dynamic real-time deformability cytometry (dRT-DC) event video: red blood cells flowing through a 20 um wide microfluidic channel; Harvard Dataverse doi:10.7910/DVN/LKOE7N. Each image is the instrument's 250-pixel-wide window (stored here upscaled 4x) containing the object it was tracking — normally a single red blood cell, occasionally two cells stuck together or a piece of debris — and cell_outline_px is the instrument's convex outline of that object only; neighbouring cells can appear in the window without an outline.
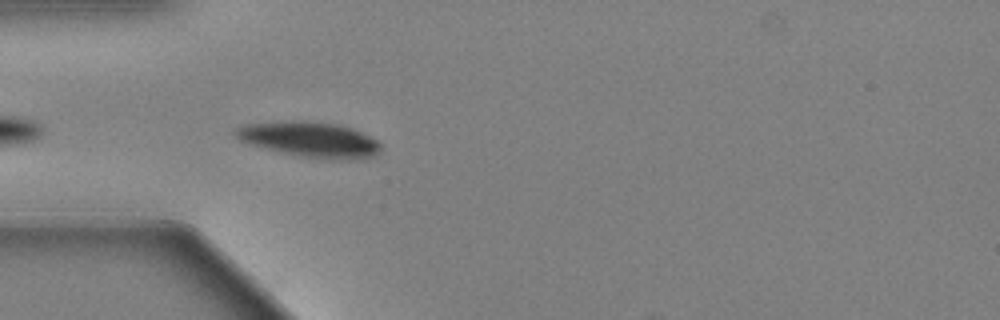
{"species": "Egyptian fruit bat (a non-hibernating species)", "species_latin": "Rousettus aegyptiacus", "temperature_condition": "warm", "stored_images_in_passage": 8, "camera_frame_rate_fps": 3000, "um_per_image_px": 0.085, "animal": {"sex": "female"}, "frame": {"image": 1, "passage_image": 3, "time_ms": 0.667, "image_size_px": [1000, 320], "cell_outline_px": [[380, 152], [376, 156], [360, 160], [332, 160], [300, 156], [280, 152], [252, 144], [240, 140], [232, 132], [236, 128], [248, 124], [304, 120], [336, 124], [352, 128], [376, 140], [380, 144]], "centroid_in_image_um": [26.4, 11.88], "position_along_channel_um": 58.6, "area_um2": 29.82}}